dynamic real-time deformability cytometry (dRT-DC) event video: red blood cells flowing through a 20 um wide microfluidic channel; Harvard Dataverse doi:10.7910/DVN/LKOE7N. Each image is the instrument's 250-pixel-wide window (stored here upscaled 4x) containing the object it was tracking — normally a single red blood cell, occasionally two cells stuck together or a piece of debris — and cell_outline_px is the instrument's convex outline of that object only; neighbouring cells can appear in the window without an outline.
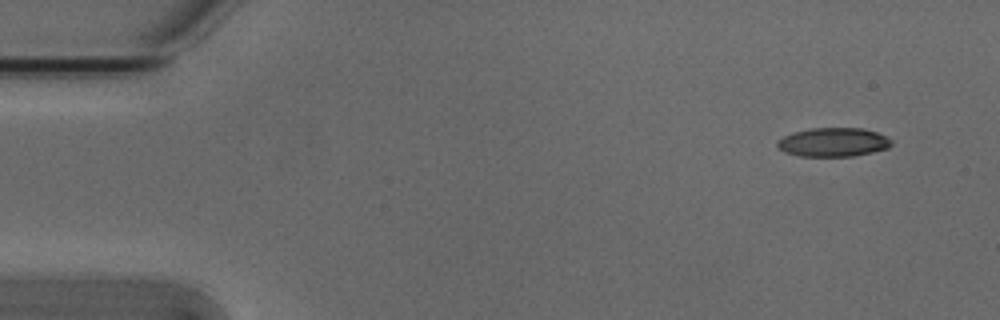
{"species": "Egyptian fruit bat (a non-hibernating species)", "species_latin": "Rousettus aegyptiacus", "temperature_condition": "cold", "stored_images_in_passage": 5, "segment_of_instrument_passage": [1, 2], "camera_frame_rate_fps": 3000, "um_per_image_px": 0.085, "animal": {"sex": "male"}, "frame": {"image": 1, "passage_image": 1, "time_ms": 0.0, "image_size_px": [1000, 320], "cell_outline_px": [[892, 144], [888, 148], [872, 152], [852, 156], [800, 156], [784, 152], [776, 144], [776, 140], [792, 132], [812, 128], [864, 128], [876, 132], [892, 140]], "centroid_in_image_um": [70.81, 12.08], "position_along_channel_um": 14.2, "area_um2": 19.19}}
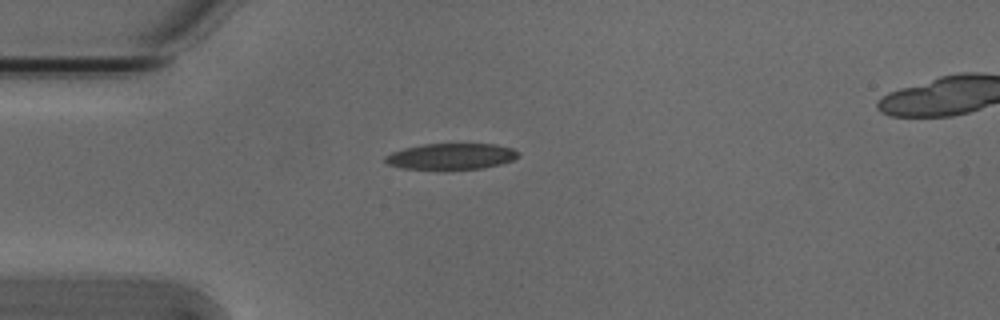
{"frame": {"image": 2, "passage_image": 4, "time_ms": 1.0, "image_size_px": [1000, 320], "cell_outline_px": [[520, 156], [512, 160], [500, 164], [484, 168], [444, 172], [404, 168], [388, 164], [384, 160], [384, 156], [392, 152], [404, 148], [424, 144], [496, 144], [512, 148], [520, 152]], "centroid_in_image_um": [38.35, 13.33], "position_along_channel_um": 46.6, "area_um2": 21.04}}